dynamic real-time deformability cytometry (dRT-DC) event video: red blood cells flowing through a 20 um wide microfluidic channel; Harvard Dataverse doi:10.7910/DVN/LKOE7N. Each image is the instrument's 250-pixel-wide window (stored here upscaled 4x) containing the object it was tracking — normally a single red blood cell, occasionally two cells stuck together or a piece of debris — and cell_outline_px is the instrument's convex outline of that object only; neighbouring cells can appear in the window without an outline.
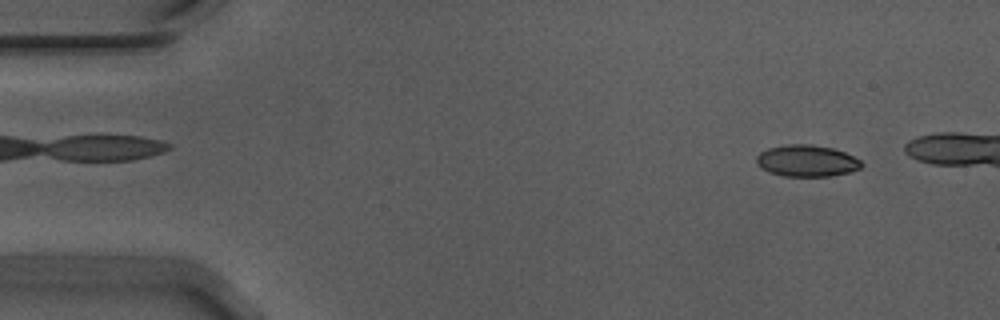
{"species": "Egyptian fruit bat (a non-hibernating species)", "species_latin": "Rousettus aegyptiacus", "temperature_condition": "warm", "stored_images_in_passage": 15, "camera_frame_rate_fps": 3000, "um_per_image_px": 0.085, "animal": {"sex": "male"}, "frame": {"image": 1, "passage_image": 5, "time_ms": 1.333, "image_size_px": [1000, 320], "cell_outline_px": [[864, 164], [860, 168], [848, 172], [828, 176], [784, 176], [768, 172], [760, 168], [756, 164], [756, 156], [760, 152], [768, 148], [788, 144], [812, 144], [832, 148], [844, 152], [860, 160]], "centroid_in_image_um": [68.53, 13.67], "position_along_channel_um": 16.5, "area_um2": 19.36}}